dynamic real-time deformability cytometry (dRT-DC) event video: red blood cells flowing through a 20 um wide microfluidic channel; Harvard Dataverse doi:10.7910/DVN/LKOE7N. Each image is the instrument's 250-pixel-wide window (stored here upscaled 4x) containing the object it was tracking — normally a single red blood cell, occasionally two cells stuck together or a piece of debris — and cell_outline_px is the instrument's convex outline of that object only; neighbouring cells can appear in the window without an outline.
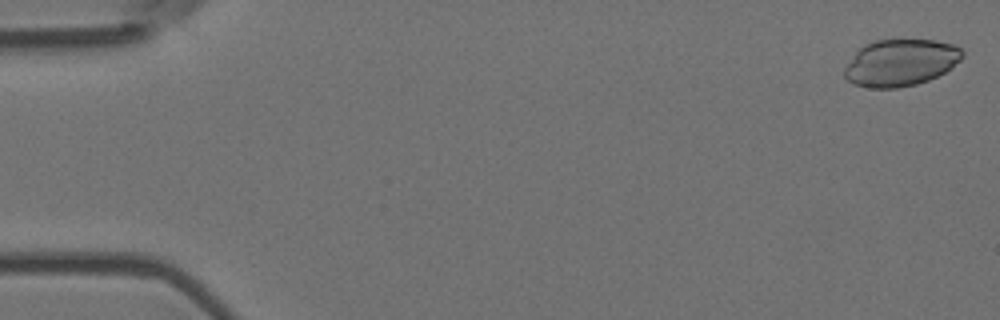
{"species": "Egyptian fruit bat (a non-hibernating species)", "species_latin": "Rousettus aegyptiacus", "temperature_condition": "room temperature", "stored_images_in_passage": 5, "camera_frame_rate_fps": 3000, "um_per_image_px": 0.085, "animal": {"sex": "female"}, "frame": {"image": 1, "passage_image": 1, "time_ms": 0.0, "image_size_px": [1000, 320], "cell_outline_px": [[964, 56], [952, 68], [928, 80], [916, 84], [896, 88], [872, 88], [852, 84], [844, 76], [844, 68], [856, 52], [864, 44], [876, 40], [936, 40], [952, 44], [960, 48], [964, 52]], "centroid_in_image_um": [76.55, 5.33], "position_along_channel_um": 8.4, "area_um2": 32.14}}